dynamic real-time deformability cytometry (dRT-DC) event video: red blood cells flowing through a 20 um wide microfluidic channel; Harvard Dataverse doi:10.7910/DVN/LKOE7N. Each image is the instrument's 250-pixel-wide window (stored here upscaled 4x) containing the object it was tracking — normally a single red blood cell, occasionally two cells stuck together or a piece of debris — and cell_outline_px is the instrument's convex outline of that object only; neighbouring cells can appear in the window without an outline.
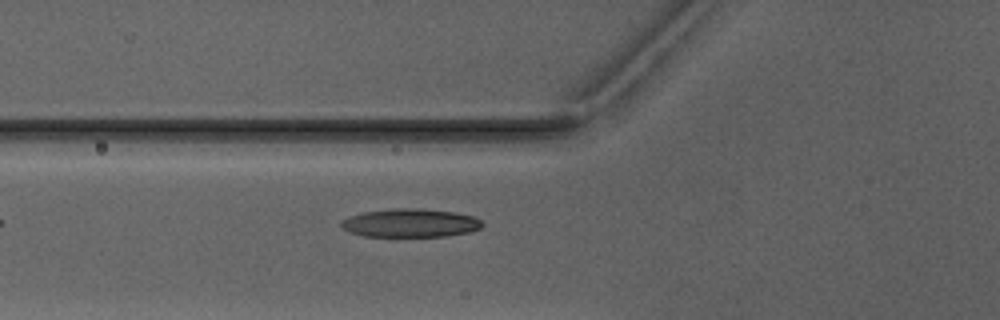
{"species": "Egyptian fruit bat (a non-hibernating species)", "species_latin": "Rousettus aegyptiacus", "temperature_condition": "warm", "stored_images_in_passage": 4, "camera_frame_rate_fps": 3000, "um_per_image_px": 0.085, "animal": {"sex": "male"}, "frame": {"image": 1, "passage_image": 4, "time_ms": 4.667, "image_size_px": [1000, 320], "cell_outline_px": [[484, 224], [480, 228], [468, 232], [444, 236], [364, 236], [352, 232], [344, 228], [340, 224], [340, 220], [348, 216], [364, 212], [392, 208], [420, 208], [456, 212], [476, 216]], "centroid_in_image_um": [34.89, 18.94], "position_along_channel_um": 90.9, "area_um2": 23.41}}